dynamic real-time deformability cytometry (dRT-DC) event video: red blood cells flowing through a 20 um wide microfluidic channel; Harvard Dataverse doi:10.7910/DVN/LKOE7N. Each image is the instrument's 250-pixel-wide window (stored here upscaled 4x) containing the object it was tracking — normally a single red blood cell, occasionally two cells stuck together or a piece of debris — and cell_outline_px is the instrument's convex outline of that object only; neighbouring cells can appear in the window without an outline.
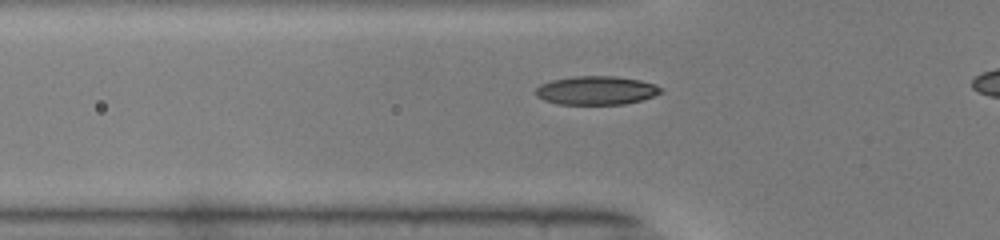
{"species": "common noctule bat (a hibernating species)", "species_latin": "Nyctalus noctula", "temperature_condition": "warm", "stored_images_in_passage": 36, "camera_frame_rate_fps": 3000, "um_per_image_px": 0.085, "animal": {"sex": "male", "body_mass_g": 19.0, "forearm_length_mm": 50.8}, "frame": {"image": 1, "passage_image": 10, "time_ms": 3.0, "image_size_px": [1000, 240], "cell_outline_px": [[664, 92], [640, 100], [624, 104], [556, 104], [544, 100], [536, 96], [536, 88], [540, 84], [552, 80], [572, 76], [616, 76], [640, 80], [664, 88]], "centroid_in_image_um": [50.67, 7.68], "position_along_channel_um": 75.1, "area_um2": 20.92}}
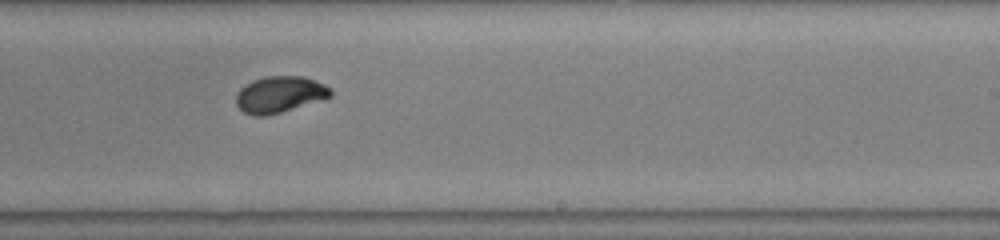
{"frame": {"image": 2, "passage_image": 24, "time_ms": 7.667, "image_size_px": [1000, 240], "cell_outline_px": [[332, 96], [280, 112], [264, 116], [252, 116], [244, 112], [236, 104], [236, 92], [244, 84], [252, 80], [268, 76], [304, 76], [324, 84], [332, 88]], "centroid_in_image_um": [23.74, 8.01], "position_along_channel_um": 265.3, "area_um2": 20.0}}
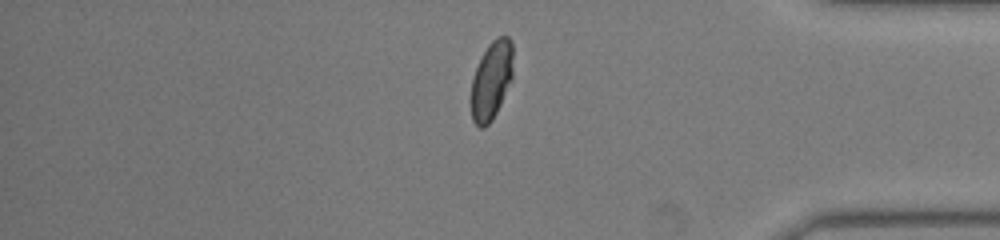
{"frame": {"image": 3, "passage_image": 35, "time_ms": 11.333, "image_size_px": [1000, 240], "cell_outline_px": [[512, 80], [492, 120], [484, 128], [480, 128], [472, 120], [468, 100], [472, 76], [488, 44], [496, 36], [508, 36], [512, 44]], "centroid_in_image_um": [41.72, 6.86], "position_along_channel_um": 393.5, "area_um2": 19.59}}